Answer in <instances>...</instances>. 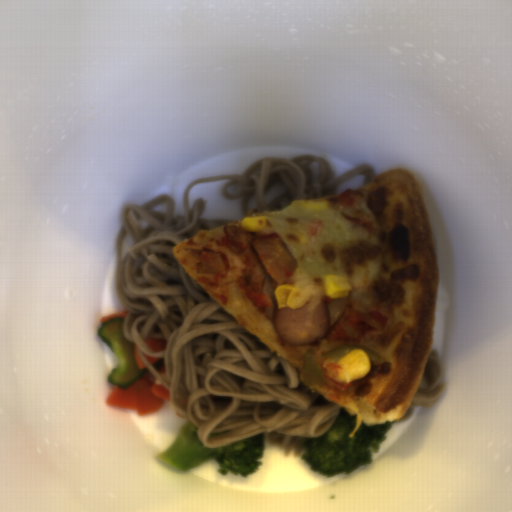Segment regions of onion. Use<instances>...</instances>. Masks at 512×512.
Wrapping results in <instances>:
<instances>
[{"label":"onion","instance_id":"06740285","mask_svg":"<svg viewBox=\"0 0 512 512\" xmlns=\"http://www.w3.org/2000/svg\"><path fill=\"white\" fill-rule=\"evenodd\" d=\"M328 306L329 328L341 319L346 311L347 296L332 298Z\"/></svg>","mask_w":512,"mask_h":512},{"label":"onion","instance_id":"6bf65262","mask_svg":"<svg viewBox=\"0 0 512 512\" xmlns=\"http://www.w3.org/2000/svg\"><path fill=\"white\" fill-rule=\"evenodd\" d=\"M275 289L276 288H275L270 276L266 275V277L263 281V287H262L261 293H265V294L269 295V297H270L271 308H265V311H266L268 318L273 322H274L275 308H276V304H277L275 294H274Z\"/></svg>","mask_w":512,"mask_h":512}]
</instances>
